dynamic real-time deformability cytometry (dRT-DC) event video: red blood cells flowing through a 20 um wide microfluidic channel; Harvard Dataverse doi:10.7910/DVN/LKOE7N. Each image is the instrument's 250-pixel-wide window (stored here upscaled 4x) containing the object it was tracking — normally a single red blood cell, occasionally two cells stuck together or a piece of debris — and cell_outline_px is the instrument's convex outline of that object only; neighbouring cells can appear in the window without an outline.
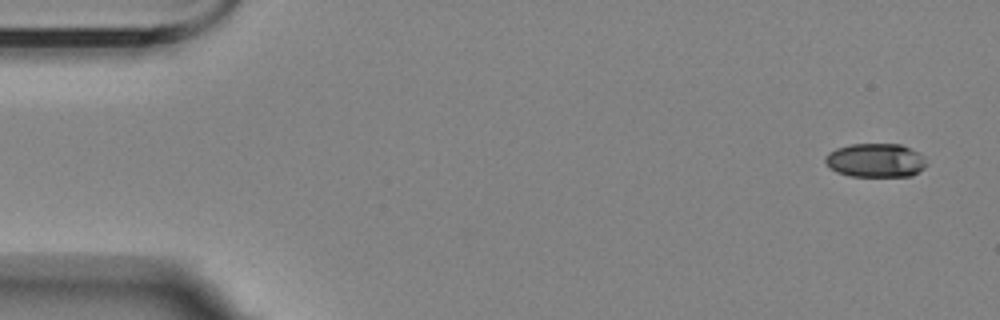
{"species": "Egyptian fruit bat (a non-hibernating species)", "species_latin": "Rousettus aegyptiacus", "temperature_condition": "room temperature", "stored_images_in_passage": 5, "camera_frame_rate_fps": 3000, "um_per_image_px": 0.085, "animal": {"sex": "female"}, "frame": {"image": 1, "passage_image": 1, "time_ms": 0.0, "image_size_px": [1000, 320], "cell_outline_px": [[928, 164], [924, 168], [912, 176], [848, 176], [836, 172], [824, 164], [824, 156], [828, 152], [836, 148], [852, 144], [900, 144], [920, 152], [924, 156]], "centroid_in_image_um": [74.41, 13.63], "position_along_channel_um": 10.6, "area_um2": 20.35}}
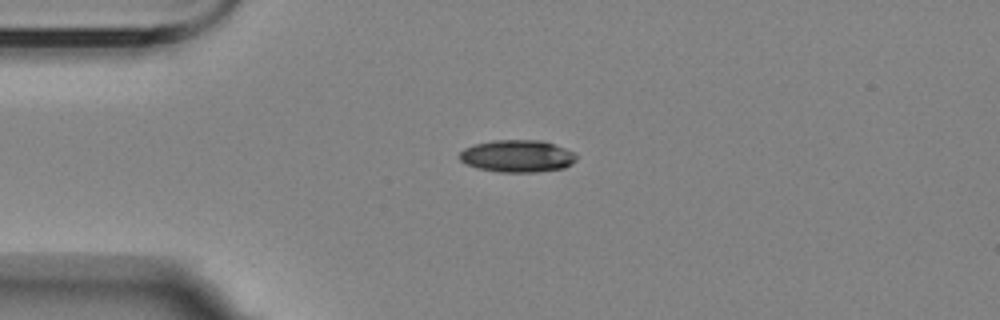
{"frame": {"image": 2, "passage_image": 4, "time_ms": 3.667, "image_size_px": [1000, 320], "cell_outline_px": [[576, 160], [572, 164], [564, 168], [536, 172], [500, 172], [476, 168], [464, 164], [460, 160], [460, 152], [464, 148], [472, 144], [492, 140], [540, 140], [564, 148], [572, 152], [576, 156]], "centroid_in_image_um": [43.92, 13.27], "position_along_channel_um": 41.1, "area_um2": 22.02}}